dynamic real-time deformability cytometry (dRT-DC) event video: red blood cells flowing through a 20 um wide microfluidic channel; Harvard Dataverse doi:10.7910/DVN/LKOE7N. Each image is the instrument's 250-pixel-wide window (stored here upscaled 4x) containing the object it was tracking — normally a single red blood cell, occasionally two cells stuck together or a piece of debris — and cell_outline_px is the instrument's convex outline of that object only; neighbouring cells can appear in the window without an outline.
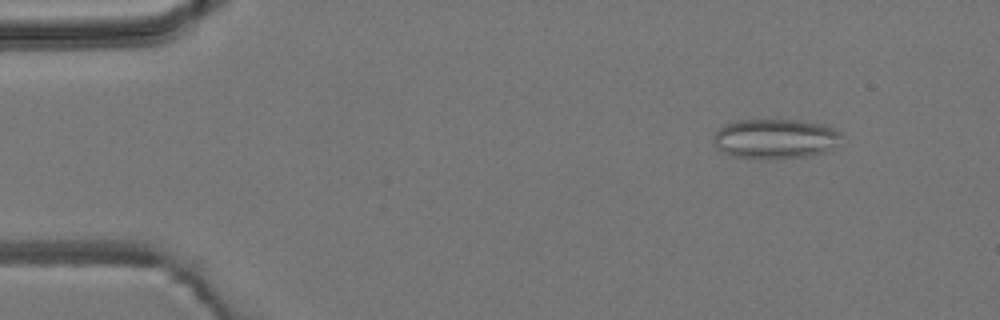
{"species": "common noctule bat (a hibernating species)", "species_latin": "Nyctalus noctula", "temperature_condition": "room temperature", "stored_images_in_passage": 7, "camera_frame_rate_fps": 3000, "um_per_image_px": 0.085, "animal": {"sex": "male", "body_mass_g": 19.2, "forearm_length_mm": 51.8}, "frame": {"image": 1, "passage_image": 2, "time_ms": 1.0, "image_size_px": [1000, 320], "cell_outline_px": [[840, 136], [832, 148], [824, 152], [808, 156], [764, 160], [732, 156], [720, 152], [712, 144], [716, 132], [724, 124], [736, 120], [804, 120], [820, 124], [832, 128], [840, 132]], "centroid_in_image_um": [65.81, 11.81], "position_along_channel_um": 19.2, "area_um2": 29.88}}
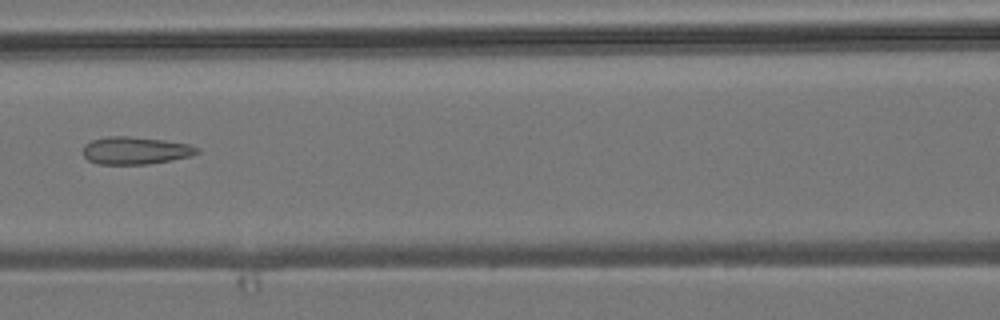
{"frame": {"image": 2, "passage_image": 7, "time_ms": 6.667, "image_size_px": [1000, 320], "cell_outline_px": [[200, 152], [192, 156], [172, 160], [148, 164], [96, 164], [88, 160], [84, 156], [84, 144], [92, 140], [108, 136], [128, 136], [164, 140], [188, 144], [200, 148]], "centroid_in_image_um": [11.53, 12.8], "position_along_channel_um": 155.1, "area_um2": 18.38}}